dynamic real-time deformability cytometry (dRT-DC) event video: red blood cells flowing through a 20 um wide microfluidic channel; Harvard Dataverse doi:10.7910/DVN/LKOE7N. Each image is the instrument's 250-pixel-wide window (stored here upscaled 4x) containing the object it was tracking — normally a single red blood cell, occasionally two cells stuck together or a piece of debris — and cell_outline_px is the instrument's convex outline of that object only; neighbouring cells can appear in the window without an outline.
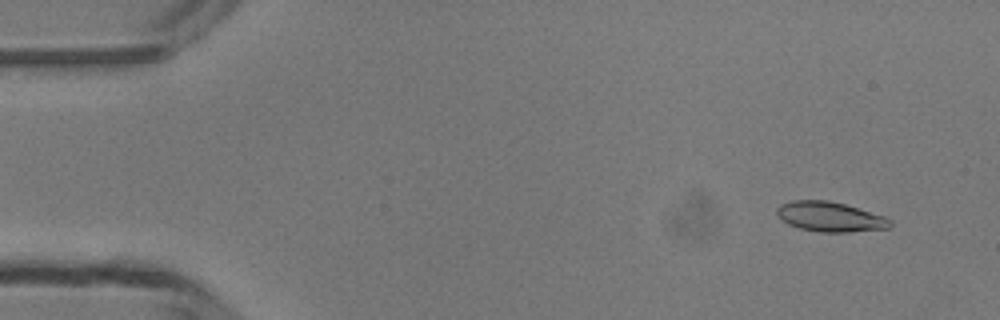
{"species": "common noctule bat (a hibernating species)", "species_latin": "Nyctalus noctula", "temperature_condition": "room temperature", "stored_images_in_passage": 45, "camera_frame_rate_fps": 3000, "um_per_image_px": 0.085, "animal": {"sex": "male", "body_mass_g": 13.3}, "frame": {"image": 1, "passage_image": 4, "time_ms": 1.0, "image_size_px": [1000, 320], "cell_outline_px": [[892, 224], [888, 228], [848, 232], [820, 232], [800, 228], [788, 224], [780, 220], [776, 212], [776, 208], [780, 204], [792, 200], [828, 200], [844, 204], [884, 216], [892, 220]], "centroid_in_image_um": [70.52, 18.42], "position_along_channel_um": 14.5, "area_um2": 19.71}}
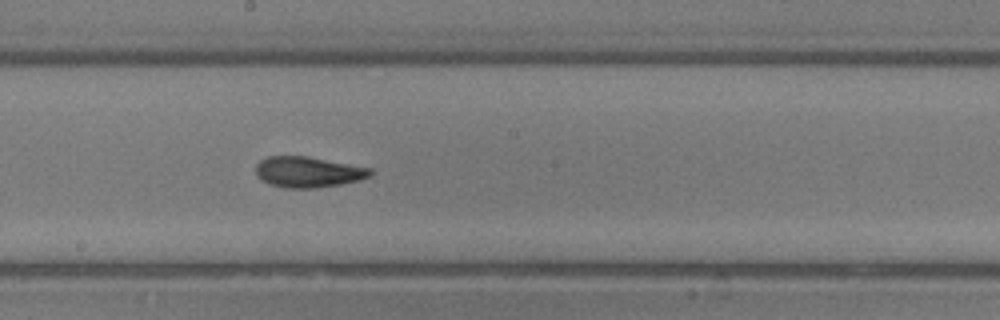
{"frame": {"image": 2, "passage_image": 27, "time_ms": 8.667, "image_size_px": [1000, 320], "cell_outline_px": [[372, 176], [360, 180], [340, 184], [316, 188], [288, 188], [272, 184], [256, 176], [256, 164], [260, 160], [268, 156], [308, 156], [372, 168]], "centroid_in_image_um": [26.22, 14.61], "position_along_channel_um": 222.0, "area_um2": 20.52}}
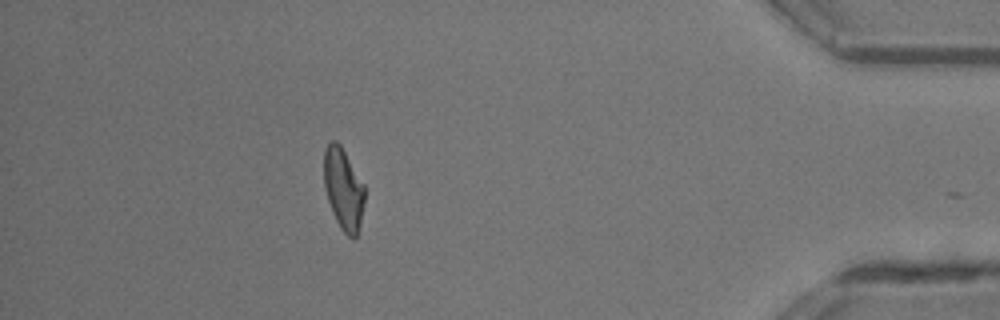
{"frame": {"image": 3, "passage_image": 44, "time_ms": 14.333, "image_size_px": [1000, 320], "cell_outline_px": [[364, 204], [360, 224], [356, 236], [352, 240], [340, 228], [336, 220], [328, 200], [324, 188], [324, 152], [328, 144], [332, 140], [336, 140], [340, 144], [364, 184]], "centroid_in_image_um": [29.19, 16.07], "position_along_channel_um": 406.0, "area_um2": 19.25}, "authors_computed_cell_mechanics": {"area_um2": 20.0566, "velocity_mm_per_s": 4.1831, "shape_relaxation_time_tau1_ms": 11.0367, "shape_relaxation_time_tau2_ms": 4.9199, "deformation_change_tau1": 0.2807, "deformation_change_tau2": 0.1322}}